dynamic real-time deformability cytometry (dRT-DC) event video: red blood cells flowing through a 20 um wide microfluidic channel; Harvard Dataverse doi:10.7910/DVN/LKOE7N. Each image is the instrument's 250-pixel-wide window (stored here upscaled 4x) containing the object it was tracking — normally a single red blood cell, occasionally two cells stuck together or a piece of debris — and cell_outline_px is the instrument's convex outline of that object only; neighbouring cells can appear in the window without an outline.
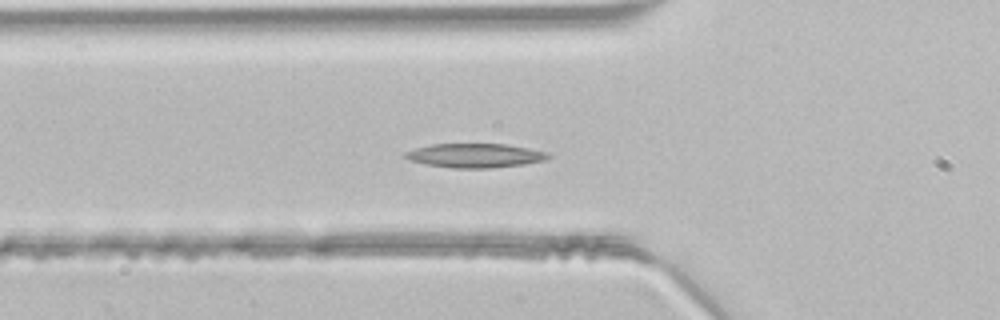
{"species": "common noctule bat (a hibernating species)", "species_latin": "Nyctalus noctula", "temperature_condition": "room temperature", "stored_images_in_passage": 34, "camera_frame_rate_fps": 3000, "um_per_image_px": 0.085, "animal": {"sex": "male", "body_mass_g": 21.5, "forearm_length_mm": 52.0}, "frame": {"image": 1, "passage_image": 2, "time_ms": 0.333, "image_size_px": [1000, 320], "cell_outline_px": [[552, 156], [544, 160], [524, 164], [492, 168], [452, 168], [428, 164], [408, 160], [404, 156], [404, 152], [416, 148], [432, 144], [508, 144], [548, 152]], "centroid_in_image_um": [40.39, 13.22], "position_along_channel_um": 85.4, "area_um2": 20.06}}
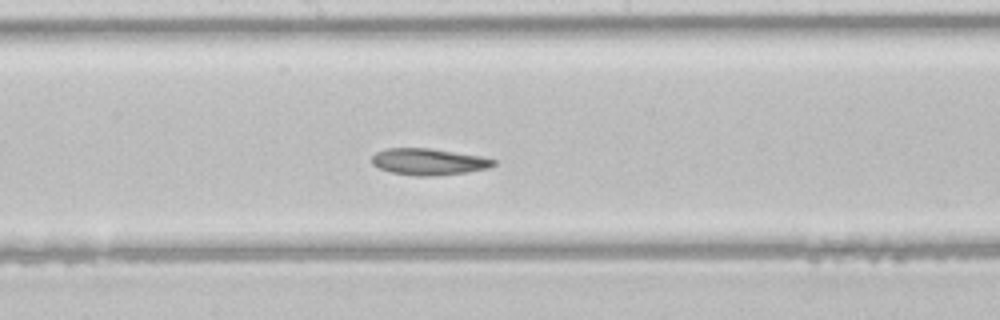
{"frame": {"image": 2, "passage_image": 11, "time_ms": 3.333, "image_size_px": [1000, 320], "cell_outline_px": [[496, 164], [488, 168], [464, 172], [436, 176], [416, 176], [392, 172], [380, 168], [372, 164], [372, 156], [376, 152], [384, 148], [432, 148], [480, 156], [496, 160]], "centroid_in_image_um": [36.42, 13.74], "position_along_channel_um": 211.8, "area_um2": 18.79}}
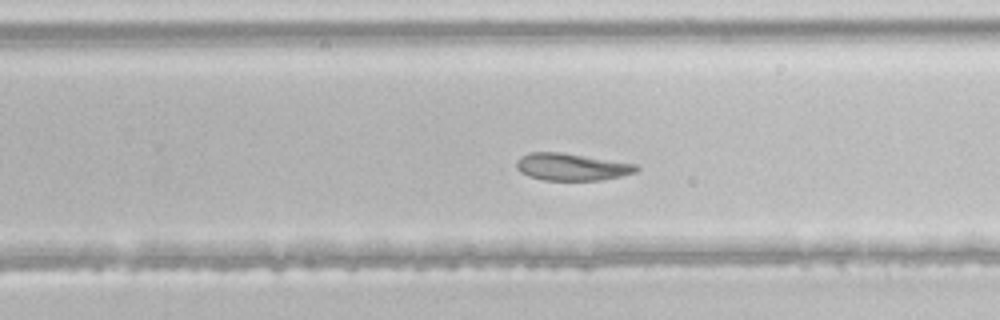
{"frame": {"image": 3, "passage_image": 16, "time_ms": 5.0, "image_size_px": [1000, 320], "cell_outline_px": [[640, 168], [636, 172], [620, 176], [600, 180], [544, 180], [528, 176], [520, 172], [516, 168], [516, 160], [520, 156], [528, 152], [560, 152], [636, 164]], "centroid_in_image_um": [48.54, 14.18], "position_along_channel_um": 281.3, "area_um2": 18.96}}